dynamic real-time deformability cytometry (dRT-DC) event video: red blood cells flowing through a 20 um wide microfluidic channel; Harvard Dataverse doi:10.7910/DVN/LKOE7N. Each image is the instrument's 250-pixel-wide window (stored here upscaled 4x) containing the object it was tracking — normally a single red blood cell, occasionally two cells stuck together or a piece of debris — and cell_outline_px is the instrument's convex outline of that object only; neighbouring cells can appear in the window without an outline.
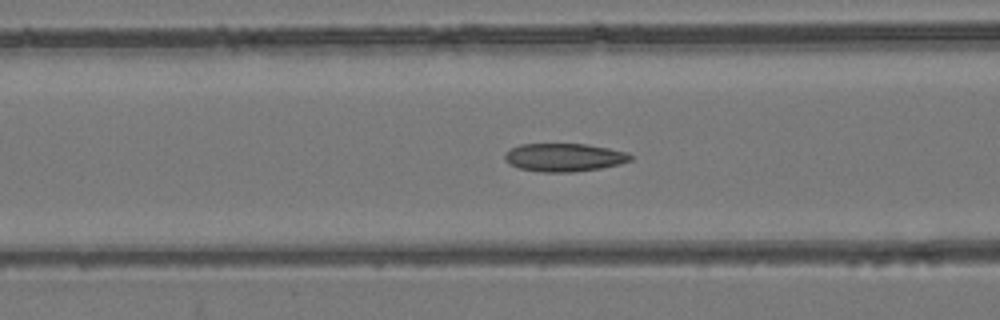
{"species": "common noctule bat (a hibernating species)", "species_latin": "Nyctalus noctula", "temperature_condition": "room temperature", "stored_images_in_passage": 54, "camera_frame_rate_fps": 3000, "um_per_image_px": 0.085, "animal": {"sex": "female", "body_mass_g": 24.6, "forearm_length_mm": 56.2}, "frame": {"image": 1, "passage_image": 22, "time_ms": 7.0, "image_size_px": [1000, 320], "cell_outline_px": [[632, 160], [620, 164], [600, 168], [572, 172], [540, 172], [520, 168], [508, 164], [504, 160], [504, 156], [512, 148], [520, 144], [584, 144], [608, 148], [628, 152], [632, 156]], "centroid_in_image_um": [47.96, 13.38], "position_along_channel_um": 118.6, "area_um2": 20.58}}
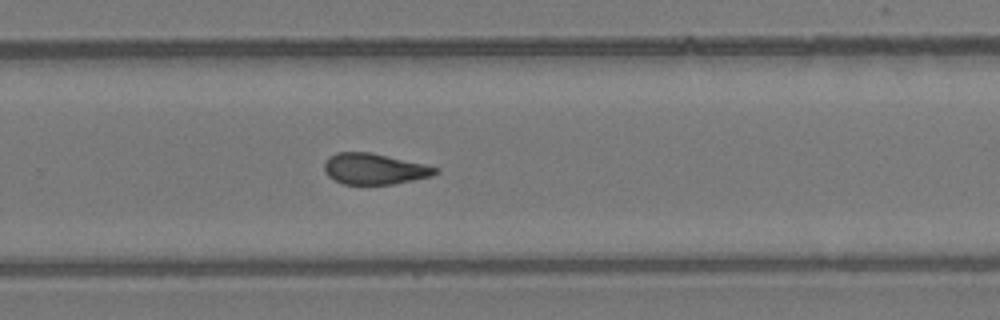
{"frame": {"image": 2, "passage_image": 36, "time_ms": 11.667, "image_size_px": [1000, 320], "cell_outline_px": [[440, 172], [432, 176], [392, 184], [344, 184], [328, 176], [324, 168], [324, 164], [328, 156], [336, 152], [368, 152], [424, 164], [440, 168]], "centroid_in_image_um": [31.82, 14.35], "position_along_channel_um": 298.0, "area_um2": 19.88}}
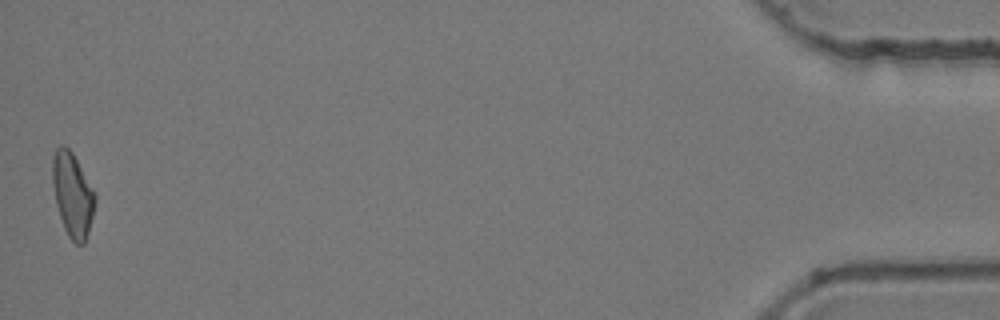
{"frame": {"image": 3, "passage_image": 54, "time_ms": 17.667, "image_size_px": [1000, 320], "cell_outline_px": [[96, 200], [88, 232], [84, 244], [76, 244], [68, 236], [64, 228], [56, 204], [52, 184], [52, 160], [56, 148], [60, 144], [64, 144], [72, 152], [96, 192]], "centroid_in_image_um": [6.17, 16.52], "position_along_channel_um": 429.0, "area_um2": 20.92}, "authors_computed_cell_mechanics": {"area_um2": 20.6346, "velocity_mm_per_s": 3.8487, "shape_relaxation_time_tau1_ms": null, "shape_relaxation_time_tau2_ms": 3.0594, "deformation_change_tau1": null, "deformation_change_tau2": 0.1027}}